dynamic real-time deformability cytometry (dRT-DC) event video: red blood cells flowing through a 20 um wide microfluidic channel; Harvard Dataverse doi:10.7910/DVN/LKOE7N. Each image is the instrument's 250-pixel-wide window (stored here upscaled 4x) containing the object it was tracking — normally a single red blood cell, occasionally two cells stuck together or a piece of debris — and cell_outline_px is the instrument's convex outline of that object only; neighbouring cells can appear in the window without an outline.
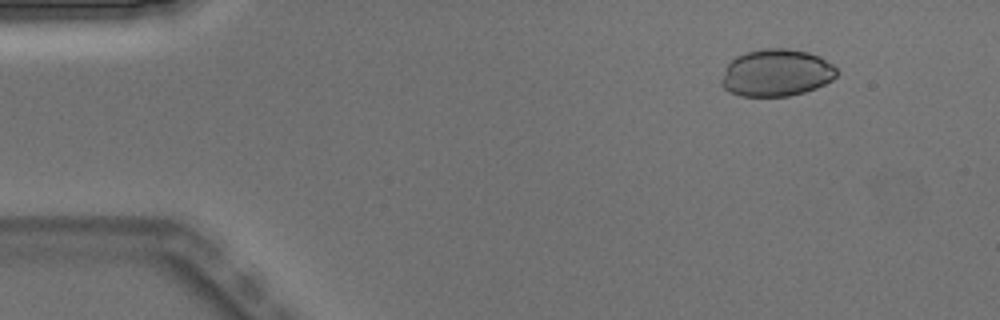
{"species": "Egyptian fruit bat (a non-hibernating species)", "species_latin": "Rousettus aegyptiacus", "temperature_condition": "warm", "stored_images_in_passage": 4, "camera_frame_rate_fps": 3000, "um_per_image_px": 0.085, "animal": {"sex": "male"}, "frame": {"image": 1, "passage_image": 1, "time_ms": 0.0, "image_size_px": [1000, 320], "cell_outline_px": [[836, 76], [832, 80], [816, 88], [804, 92], [788, 96], [740, 96], [728, 92], [720, 84], [720, 80], [724, 68], [736, 56], [748, 52], [764, 48], [788, 48], [808, 52], [820, 56], [832, 64], [836, 68]], "centroid_in_image_um": [65.96, 6.19], "position_along_channel_um": 19.0, "area_um2": 31.85}}